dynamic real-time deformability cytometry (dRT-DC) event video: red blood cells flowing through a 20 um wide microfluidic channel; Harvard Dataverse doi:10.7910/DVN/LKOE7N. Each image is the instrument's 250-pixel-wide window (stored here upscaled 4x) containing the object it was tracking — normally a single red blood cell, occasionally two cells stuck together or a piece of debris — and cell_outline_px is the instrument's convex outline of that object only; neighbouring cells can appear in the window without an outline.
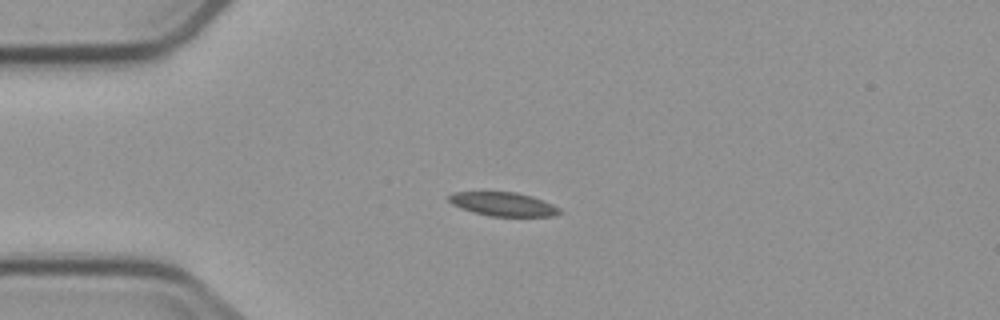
{"species": "common noctule bat (a hibernating species)", "species_latin": "Nyctalus noctula", "temperature_condition": "cold", "stored_images_in_passage": 4, "camera_frame_rate_fps": 3000, "um_per_image_px": 0.085, "animal": {"sex": "male", "body_mass_g": 23.1, "forearm_length_mm": 52.7}, "frame": {"image": 1, "passage_image": 4, "time_ms": 4.333, "image_size_px": [1000, 320], "cell_outline_px": [[564, 212], [552, 216], [492, 216], [460, 208], [452, 204], [448, 200], [448, 196], [452, 192], [516, 192], [532, 196], [544, 200], [560, 208]], "centroid_in_image_um": [42.8, 17.34], "position_along_channel_um": 42.2, "area_um2": 15.32}}